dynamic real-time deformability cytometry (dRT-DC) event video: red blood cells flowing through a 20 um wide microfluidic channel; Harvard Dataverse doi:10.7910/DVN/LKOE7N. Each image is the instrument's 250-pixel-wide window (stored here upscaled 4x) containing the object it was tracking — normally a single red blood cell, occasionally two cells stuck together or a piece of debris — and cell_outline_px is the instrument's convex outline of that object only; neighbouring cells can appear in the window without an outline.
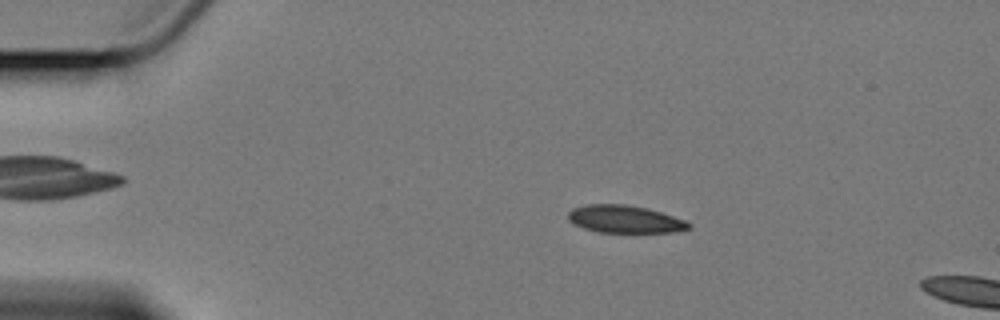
{"species": "Egyptian fruit bat (a non-hibernating species)", "species_latin": "Rousettus aegyptiacus", "temperature_condition": "cold", "stored_images_in_passage": 6, "camera_frame_rate_fps": 3000, "um_per_image_px": 0.085, "animal": {"sex": "female"}, "frame": {"image": 1, "passage_image": 3, "time_ms": 2.667, "image_size_px": [1000, 320], "cell_outline_px": [[692, 228], [672, 232], [600, 232], [584, 228], [568, 220], [568, 212], [572, 208], [588, 204], [624, 204], [648, 208], [684, 220], [692, 224]], "centroid_in_image_um": [53.11, 18.62], "position_along_channel_um": 31.9, "area_um2": 19.25}}
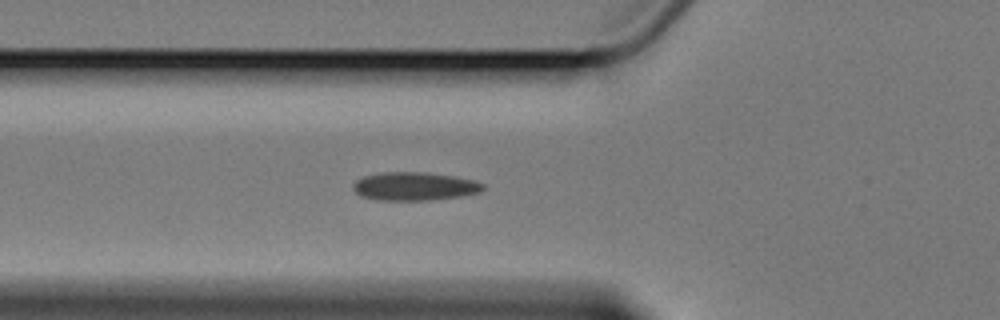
{"frame": {"image": 2, "passage_image": 6, "time_ms": 6.0, "image_size_px": [1000, 320], "cell_outline_px": [[484, 188], [480, 192], [460, 196], [432, 200], [376, 200], [360, 196], [352, 188], [352, 184], [356, 180], [364, 176], [384, 172], [424, 172], [456, 176], [476, 180], [484, 184]], "centroid_in_image_um": [35.23, 15.83], "position_along_channel_um": 90.6, "area_um2": 21.62}}